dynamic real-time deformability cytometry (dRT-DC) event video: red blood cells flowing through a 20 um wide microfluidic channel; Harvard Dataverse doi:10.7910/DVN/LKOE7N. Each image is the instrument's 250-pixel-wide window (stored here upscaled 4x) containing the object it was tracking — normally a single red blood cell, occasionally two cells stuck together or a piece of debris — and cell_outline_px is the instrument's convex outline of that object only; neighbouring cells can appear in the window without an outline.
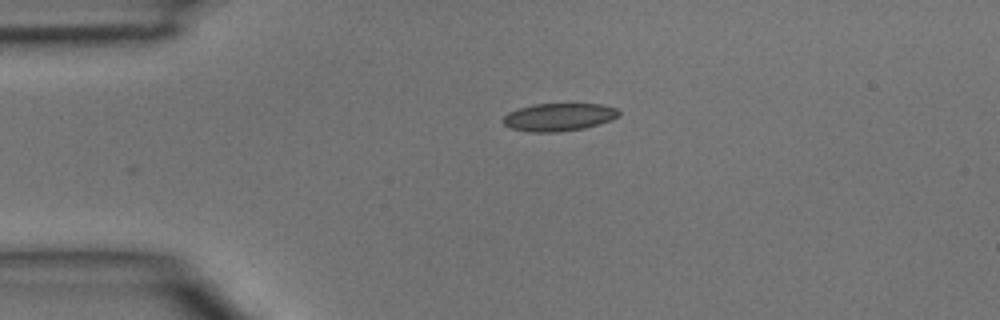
{"species": "common noctule bat (a hibernating species)", "species_latin": "Nyctalus noctula", "temperature_condition": "room temperature", "stored_images_in_passage": 3, "camera_frame_rate_fps": 3000, "um_per_image_px": 0.085, "animal": {"sex": "male", "body_mass_g": 15.6}, "frame": {"image": 1, "passage_image": 1, "time_ms": 0.0, "image_size_px": [1000, 320], "cell_outline_px": [[620, 112], [612, 120], [600, 124], [584, 128], [556, 132], [528, 132], [512, 128], [504, 124], [504, 116], [508, 112], [520, 108], [536, 104], [600, 104], [616, 108]], "centroid_in_image_um": [47.51, 9.95], "position_along_channel_um": 37.5, "area_um2": 18.55}}
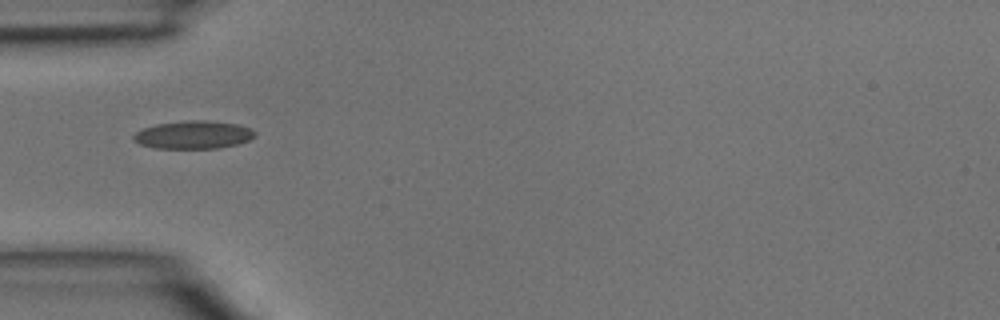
{"frame": {"image": 2, "passage_image": 2, "time_ms": 0.333, "image_size_px": [1000, 320], "cell_outline_px": [[256, 136], [248, 140], [236, 144], [220, 148], [156, 148], [140, 144], [132, 140], [132, 136], [136, 132], [144, 128], [156, 124], [184, 120], [208, 120], [236, 124], [248, 128], [256, 132]], "centroid_in_image_um": [16.41, 11.45], "position_along_channel_um": 68.6, "area_um2": 19.77}}